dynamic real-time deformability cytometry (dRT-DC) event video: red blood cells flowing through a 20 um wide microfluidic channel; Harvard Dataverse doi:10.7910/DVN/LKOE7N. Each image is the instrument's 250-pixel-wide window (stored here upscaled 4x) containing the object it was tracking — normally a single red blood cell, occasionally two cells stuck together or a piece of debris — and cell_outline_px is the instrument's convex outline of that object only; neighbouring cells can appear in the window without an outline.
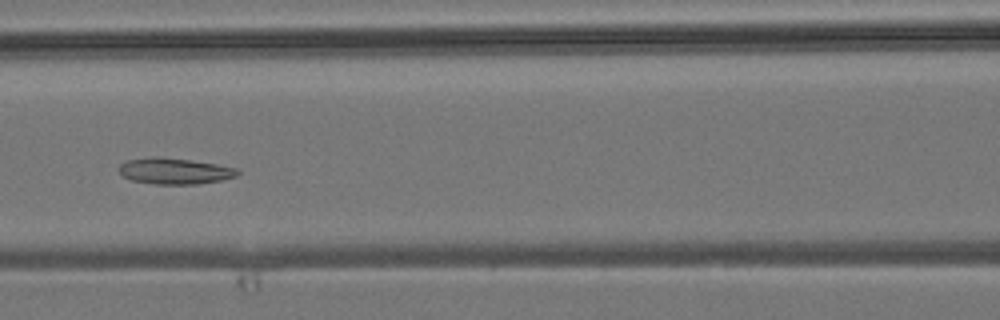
{"species": "common noctule bat (a hibernating species)", "species_latin": "Nyctalus noctula", "temperature_condition": "room temperature", "stored_images_in_passage": 4, "camera_frame_rate_fps": 3000, "um_per_image_px": 0.085, "animal": {"sex": "male", "body_mass_g": 19.2, "forearm_length_mm": 51.8}, "frame": {"image": 1, "passage_image": 4, "time_ms": 3.333, "image_size_px": [1000, 320], "cell_outline_px": [[240, 172], [236, 176], [220, 180], [196, 184], [156, 184], [132, 180], [124, 176], [120, 172], [120, 164], [128, 160], [152, 156], [160, 156], [192, 160], [216, 164], [236, 168]], "centroid_in_image_um": [14.84, 14.52], "position_along_channel_um": 151.8, "area_um2": 17.92}}